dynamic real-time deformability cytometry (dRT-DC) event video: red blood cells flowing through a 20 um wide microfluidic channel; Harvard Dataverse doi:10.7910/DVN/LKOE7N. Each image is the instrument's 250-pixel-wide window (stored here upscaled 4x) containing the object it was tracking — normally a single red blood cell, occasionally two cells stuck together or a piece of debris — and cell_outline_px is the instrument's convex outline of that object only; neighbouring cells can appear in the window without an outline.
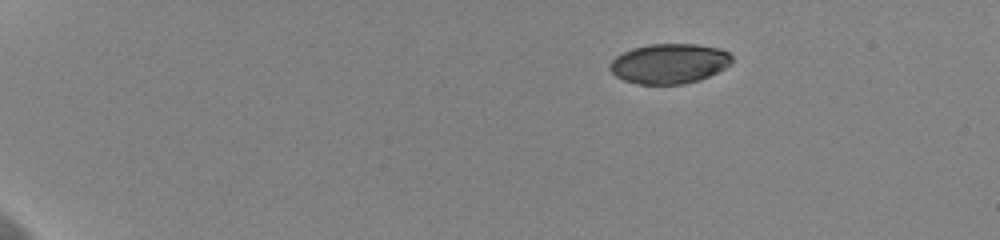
{"species": "human", "species_latin": "Homo sapiens", "temperature_condition": "cold", "stored_images_in_passage": 49, "camera_frame_rate_fps": 3000, "um_per_image_px": 0.085, "donor": {"sex": "female"}, "frame": {"image": 1, "passage_image": 1, "time_ms": 0.0, "image_size_px": [1000, 240], "cell_outline_px": [[732, 64], [700, 80], [684, 84], [640, 84], [624, 80], [616, 76], [608, 68], [608, 64], [616, 56], [632, 48], [648, 44], [696, 44], [720, 48], [728, 52], [732, 56]], "centroid_in_image_um": [56.89, 5.4], "position_along_channel_um": 28.1, "area_um2": 28.5}}
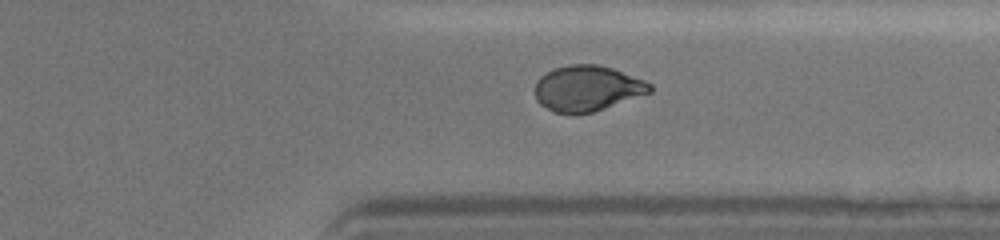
{"frame": {"image": 2, "passage_image": 38, "time_ms": 12.333, "image_size_px": [1000, 240], "cell_outline_px": [[652, 92], [592, 112], [552, 112], [540, 104], [536, 100], [536, 80], [540, 76], [556, 68], [568, 64], [596, 64], [612, 68], [644, 80], [652, 84]], "centroid_in_image_um": [49.92, 7.49], "position_along_channel_um": 361.5, "area_um2": 30.17}}
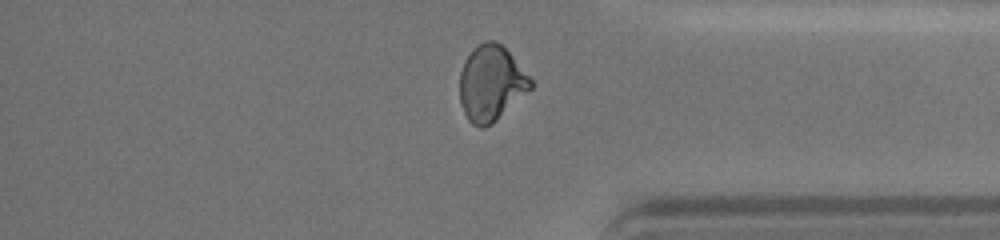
{"frame": {"image": 3, "passage_image": 41, "time_ms": 13.333, "image_size_px": [1000, 240], "cell_outline_px": [[532, 88], [492, 124], [484, 128], [480, 128], [472, 124], [468, 120], [460, 104], [460, 72], [464, 60], [472, 48], [476, 44], [484, 40], [496, 40], [508, 52], [532, 80]], "centroid_in_image_um": [41.71, 7.07], "position_along_channel_um": 393.5, "area_um2": 31.21}, "authors_computed_cell_mechanics": {"area_um2": 30.634, "velocity_mm_per_s": 3.6379, "shape_relaxation_time_tau1_ms": 3.778, "shape_relaxation_time_tau2_ms": 1.8923, "deformation_change_tau1": 0.1523, "deformation_change_tau2": 0.053}}